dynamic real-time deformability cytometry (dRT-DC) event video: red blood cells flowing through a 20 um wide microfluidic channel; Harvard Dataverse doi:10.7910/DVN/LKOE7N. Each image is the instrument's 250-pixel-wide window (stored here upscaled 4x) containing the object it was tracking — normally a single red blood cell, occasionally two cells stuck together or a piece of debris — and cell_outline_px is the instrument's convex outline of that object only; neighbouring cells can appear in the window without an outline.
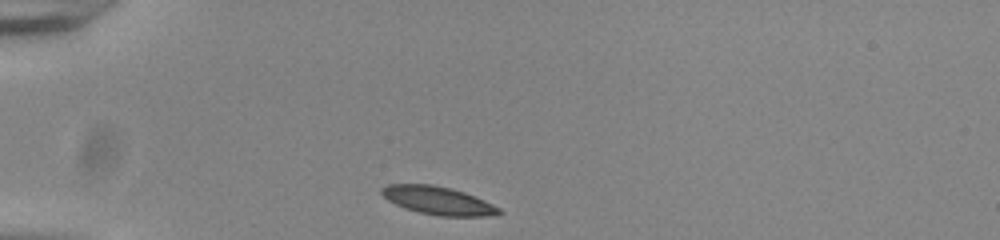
{"species": "common noctule bat (a hibernating species)", "species_latin": "Nyctalus noctula", "temperature_condition": "room temperature", "stored_images_in_passage": 32, "camera_frame_rate_fps": 3000, "um_per_image_px": 0.085, "animal": {"sex": "male", "body_mass_g": 20.0, "forearm_length_mm": 53.3}, "frame": {"image": 1, "passage_image": 1, "time_ms": 0.0, "image_size_px": [1000, 240], "cell_outline_px": [[504, 212], [484, 216], [440, 216], [420, 212], [404, 208], [388, 200], [380, 192], [380, 188], [388, 184], [432, 184], [464, 192], [484, 200], [500, 208]], "centroid_in_image_um": [37.21, 17.04], "position_along_channel_um": 47.8, "area_um2": 19.02}}
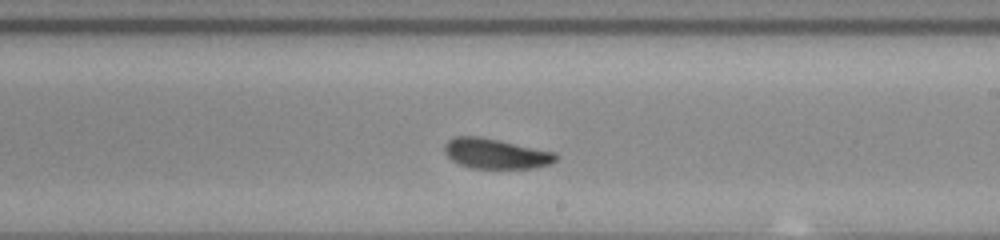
{"frame": {"image": 2, "passage_image": 19, "time_ms": 6.0, "image_size_px": [1000, 240], "cell_outline_px": [[560, 156], [556, 160], [548, 164], [536, 168], [472, 168], [460, 164], [452, 160], [444, 152], [444, 144], [448, 140], [456, 136], [480, 136], [556, 152]], "centroid_in_image_um": [42.15, 13.05], "position_along_channel_um": 246.9, "area_um2": 19.59}}
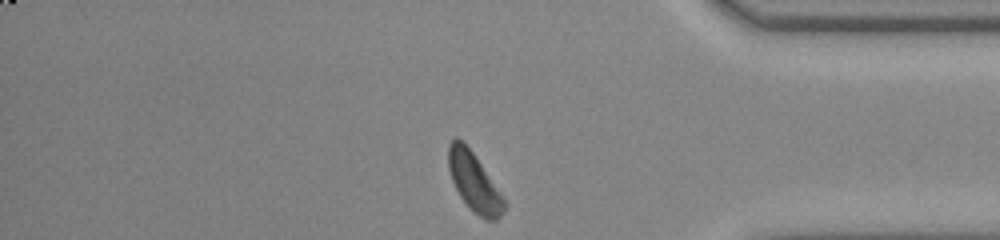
{"frame": {"image": 3, "passage_image": 32, "time_ms": 10.333, "image_size_px": [1000, 240], "cell_outline_px": [[508, 204], [504, 212], [496, 220], [484, 220], [460, 196], [452, 180], [448, 168], [448, 144], [456, 136], [472, 152]], "centroid_in_image_um": [40.31, 15.49], "position_along_channel_um": 394.9, "area_um2": 18.5}, "authors_computed_cell_mechanics": {"area_um2": 19.4497, "velocity_mm_per_s": 3.8242, "shape_relaxation_time_tau1_ms": 2.4714, "shape_relaxation_time_tau2_ms": 1.5286, "deformation_change_tau1": 0.1041, "deformation_change_tau2": 0.0819}}